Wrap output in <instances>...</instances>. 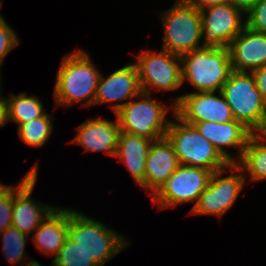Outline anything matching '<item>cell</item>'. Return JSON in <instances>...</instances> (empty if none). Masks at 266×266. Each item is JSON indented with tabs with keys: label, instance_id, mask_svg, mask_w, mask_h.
Instances as JSON below:
<instances>
[{
	"label": "cell",
	"instance_id": "d4e9b609",
	"mask_svg": "<svg viewBox=\"0 0 266 266\" xmlns=\"http://www.w3.org/2000/svg\"><path fill=\"white\" fill-rule=\"evenodd\" d=\"M0 234L2 236L1 240L3 241V253L10 265L23 263L22 261L25 259V243L28 235L12 226Z\"/></svg>",
	"mask_w": 266,
	"mask_h": 266
},
{
	"label": "cell",
	"instance_id": "ba28073f",
	"mask_svg": "<svg viewBox=\"0 0 266 266\" xmlns=\"http://www.w3.org/2000/svg\"><path fill=\"white\" fill-rule=\"evenodd\" d=\"M142 92L173 91L182 86L181 57L162 49L160 53L142 51L134 63Z\"/></svg>",
	"mask_w": 266,
	"mask_h": 266
},
{
	"label": "cell",
	"instance_id": "6da1fadb",
	"mask_svg": "<svg viewBox=\"0 0 266 266\" xmlns=\"http://www.w3.org/2000/svg\"><path fill=\"white\" fill-rule=\"evenodd\" d=\"M100 75L85 51L76 50L66 55L57 73L55 105L70 106L83 100L84 107L94 105Z\"/></svg>",
	"mask_w": 266,
	"mask_h": 266
},
{
	"label": "cell",
	"instance_id": "f546056e",
	"mask_svg": "<svg viewBox=\"0 0 266 266\" xmlns=\"http://www.w3.org/2000/svg\"><path fill=\"white\" fill-rule=\"evenodd\" d=\"M233 6L240 9L244 14H247L259 0H227Z\"/></svg>",
	"mask_w": 266,
	"mask_h": 266
},
{
	"label": "cell",
	"instance_id": "4dcf8cb0",
	"mask_svg": "<svg viewBox=\"0 0 266 266\" xmlns=\"http://www.w3.org/2000/svg\"><path fill=\"white\" fill-rule=\"evenodd\" d=\"M8 122V106L5 97L0 95V127H3Z\"/></svg>",
	"mask_w": 266,
	"mask_h": 266
},
{
	"label": "cell",
	"instance_id": "cb8c5ba5",
	"mask_svg": "<svg viewBox=\"0 0 266 266\" xmlns=\"http://www.w3.org/2000/svg\"><path fill=\"white\" fill-rule=\"evenodd\" d=\"M51 266H100L78 243L67 238L51 262Z\"/></svg>",
	"mask_w": 266,
	"mask_h": 266
},
{
	"label": "cell",
	"instance_id": "3957f363",
	"mask_svg": "<svg viewBox=\"0 0 266 266\" xmlns=\"http://www.w3.org/2000/svg\"><path fill=\"white\" fill-rule=\"evenodd\" d=\"M221 93L236 121L253 134L266 132V101L257 89L251 72L232 71Z\"/></svg>",
	"mask_w": 266,
	"mask_h": 266
},
{
	"label": "cell",
	"instance_id": "44dd1931",
	"mask_svg": "<svg viewBox=\"0 0 266 266\" xmlns=\"http://www.w3.org/2000/svg\"><path fill=\"white\" fill-rule=\"evenodd\" d=\"M266 134H252L247 141L242 156L235 164L240 171L248 172L249 181H260L266 179Z\"/></svg>",
	"mask_w": 266,
	"mask_h": 266
},
{
	"label": "cell",
	"instance_id": "e0dca14e",
	"mask_svg": "<svg viewBox=\"0 0 266 266\" xmlns=\"http://www.w3.org/2000/svg\"><path fill=\"white\" fill-rule=\"evenodd\" d=\"M77 136L72 143L82 145L86 151L103 152L114 156L116 154L119 141V133L121 131L116 121L102 119H88L76 128Z\"/></svg>",
	"mask_w": 266,
	"mask_h": 266
},
{
	"label": "cell",
	"instance_id": "83f0119b",
	"mask_svg": "<svg viewBox=\"0 0 266 266\" xmlns=\"http://www.w3.org/2000/svg\"><path fill=\"white\" fill-rule=\"evenodd\" d=\"M18 37L15 31L9 27L0 13V64H3L4 58L17 45Z\"/></svg>",
	"mask_w": 266,
	"mask_h": 266
},
{
	"label": "cell",
	"instance_id": "ac0fdd59",
	"mask_svg": "<svg viewBox=\"0 0 266 266\" xmlns=\"http://www.w3.org/2000/svg\"><path fill=\"white\" fill-rule=\"evenodd\" d=\"M140 92L142 91L137 68L134 63H128L113 72L108 78L100 75L94 104L134 99Z\"/></svg>",
	"mask_w": 266,
	"mask_h": 266
},
{
	"label": "cell",
	"instance_id": "f1b7e54d",
	"mask_svg": "<svg viewBox=\"0 0 266 266\" xmlns=\"http://www.w3.org/2000/svg\"><path fill=\"white\" fill-rule=\"evenodd\" d=\"M252 76L262 98L266 101V65L254 70Z\"/></svg>",
	"mask_w": 266,
	"mask_h": 266
},
{
	"label": "cell",
	"instance_id": "1f68e13d",
	"mask_svg": "<svg viewBox=\"0 0 266 266\" xmlns=\"http://www.w3.org/2000/svg\"><path fill=\"white\" fill-rule=\"evenodd\" d=\"M189 3L194 5L196 8L201 9L203 7L216 4V3H221L225 2L227 0H187Z\"/></svg>",
	"mask_w": 266,
	"mask_h": 266
},
{
	"label": "cell",
	"instance_id": "7a4b0ae2",
	"mask_svg": "<svg viewBox=\"0 0 266 266\" xmlns=\"http://www.w3.org/2000/svg\"><path fill=\"white\" fill-rule=\"evenodd\" d=\"M176 122L170 121L166 138L173 145L181 165L198 167L216 172L229 168L231 164L221 153L197 130L175 114Z\"/></svg>",
	"mask_w": 266,
	"mask_h": 266
},
{
	"label": "cell",
	"instance_id": "30bf717a",
	"mask_svg": "<svg viewBox=\"0 0 266 266\" xmlns=\"http://www.w3.org/2000/svg\"><path fill=\"white\" fill-rule=\"evenodd\" d=\"M200 13L203 47H228L246 26V21L243 22V12L229 1L203 7Z\"/></svg>",
	"mask_w": 266,
	"mask_h": 266
},
{
	"label": "cell",
	"instance_id": "8fae6325",
	"mask_svg": "<svg viewBox=\"0 0 266 266\" xmlns=\"http://www.w3.org/2000/svg\"><path fill=\"white\" fill-rule=\"evenodd\" d=\"M229 168L237 174L232 173L222 177L225 169L213 172L208 186L192 207L191 214H211L221 217L232 207L245 184V176L239 172L240 168L235 163L230 164Z\"/></svg>",
	"mask_w": 266,
	"mask_h": 266
},
{
	"label": "cell",
	"instance_id": "2e32d148",
	"mask_svg": "<svg viewBox=\"0 0 266 266\" xmlns=\"http://www.w3.org/2000/svg\"><path fill=\"white\" fill-rule=\"evenodd\" d=\"M180 165L173 145L165 137L152 142L148 150L142 189L153 196Z\"/></svg>",
	"mask_w": 266,
	"mask_h": 266
},
{
	"label": "cell",
	"instance_id": "d6a6232c",
	"mask_svg": "<svg viewBox=\"0 0 266 266\" xmlns=\"http://www.w3.org/2000/svg\"><path fill=\"white\" fill-rule=\"evenodd\" d=\"M26 265L25 266H41L36 260H30L29 263H25Z\"/></svg>",
	"mask_w": 266,
	"mask_h": 266
},
{
	"label": "cell",
	"instance_id": "5bb4252c",
	"mask_svg": "<svg viewBox=\"0 0 266 266\" xmlns=\"http://www.w3.org/2000/svg\"><path fill=\"white\" fill-rule=\"evenodd\" d=\"M198 132L205 137L231 164L236 163L242 156L247 141L253 134L241 122L235 119L230 122L219 123L204 121L193 124ZM225 147L239 149L238 159L226 152Z\"/></svg>",
	"mask_w": 266,
	"mask_h": 266
},
{
	"label": "cell",
	"instance_id": "5b68a950",
	"mask_svg": "<svg viewBox=\"0 0 266 266\" xmlns=\"http://www.w3.org/2000/svg\"><path fill=\"white\" fill-rule=\"evenodd\" d=\"M124 238L82 212L69 210L67 239L78 243L100 266L126 248L129 242Z\"/></svg>",
	"mask_w": 266,
	"mask_h": 266
},
{
	"label": "cell",
	"instance_id": "7c38bea8",
	"mask_svg": "<svg viewBox=\"0 0 266 266\" xmlns=\"http://www.w3.org/2000/svg\"><path fill=\"white\" fill-rule=\"evenodd\" d=\"M194 92L175 98L172 105L175 114L188 124L204 121L219 123L234 120L230 106L224 99L221 91Z\"/></svg>",
	"mask_w": 266,
	"mask_h": 266
},
{
	"label": "cell",
	"instance_id": "4fadbf2b",
	"mask_svg": "<svg viewBox=\"0 0 266 266\" xmlns=\"http://www.w3.org/2000/svg\"><path fill=\"white\" fill-rule=\"evenodd\" d=\"M35 164L24 175L20 183L13 187L12 227L29 236L35 231L47 215L55 208L37 203L30 196L37 182L38 168ZM50 206V207H49Z\"/></svg>",
	"mask_w": 266,
	"mask_h": 266
},
{
	"label": "cell",
	"instance_id": "603a6c76",
	"mask_svg": "<svg viewBox=\"0 0 266 266\" xmlns=\"http://www.w3.org/2000/svg\"><path fill=\"white\" fill-rule=\"evenodd\" d=\"M53 131L50 115L46 113L40 118L32 119L18 126V135L26 144L34 147L43 146Z\"/></svg>",
	"mask_w": 266,
	"mask_h": 266
},
{
	"label": "cell",
	"instance_id": "7402d4cb",
	"mask_svg": "<svg viewBox=\"0 0 266 266\" xmlns=\"http://www.w3.org/2000/svg\"><path fill=\"white\" fill-rule=\"evenodd\" d=\"M10 96L5 98L9 122L14 121L20 126L46 114L37 96H28L26 92H21L19 95L10 94Z\"/></svg>",
	"mask_w": 266,
	"mask_h": 266
},
{
	"label": "cell",
	"instance_id": "8992f818",
	"mask_svg": "<svg viewBox=\"0 0 266 266\" xmlns=\"http://www.w3.org/2000/svg\"><path fill=\"white\" fill-rule=\"evenodd\" d=\"M138 101H126L110 105L115 112L121 131L149 140L166 137L170 121H166L168 108L150 99V94L140 92ZM143 97V98H142ZM142 99V100H141Z\"/></svg>",
	"mask_w": 266,
	"mask_h": 266
},
{
	"label": "cell",
	"instance_id": "277c9868",
	"mask_svg": "<svg viewBox=\"0 0 266 266\" xmlns=\"http://www.w3.org/2000/svg\"><path fill=\"white\" fill-rule=\"evenodd\" d=\"M182 83L189 81L198 92H218L231 67L228 47H202L181 56Z\"/></svg>",
	"mask_w": 266,
	"mask_h": 266
},
{
	"label": "cell",
	"instance_id": "ffe728a7",
	"mask_svg": "<svg viewBox=\"0 0 266 266\" xmlns=\"http://www.w3.org/2000/svg\"><path fill=\"white\" fill-rule=\"evenodd\" d=\"M152 142V140L138 135L123 131L119 133L115 157L120 161L123 160L132 178L139 186L144 182L146 159Z\"/></svg>",
	"mask_w": 266,
	"mask_h": 266
},
{
	"label": "cell",
	"instance_id": "52a82bcc",
	"mask_svg": "<svg viewBox=\"0 0 266 266\" xmlns=\"http://www.w3.org/2000/svg\"><path fill=\"white\" fill-rule=\"evenodd\" d=\"M162 13L165 34L162 49L181 57L203 47L199 45L202 40L200 9L187 0H176L174 6Z\"/></svg>",
	"mask_w": 266,
	"mask_h": 266
},
{
	"label": "cell",
	"instance_id": "9c48e42d",
	"mask_svg": "<svg viewBox=\"0 0 266 266\" xmlns=\"http://www.w3.org/2000/svg\"><path fill=\"white\" fill-rule=\"evenodd\" d=\"M213 172L198 167L179 165L161 188L153 195L159 209L195 201L209 184Z\"/></svg>",
	"mask_w": 266,
	"mask_h": 266
},
{
	"label": "cell",
	"instance_id": "4316f807",
	"mask_svg": "<svg viewBox=\"0 0 266 266\" xmlns=\"http://www.w3.org/2000/svg\"><path fill=\"white\" fill-rule=\"evenodd\" d=\"M245 21L251 30L266 34V0H259L247 13Z\"/></svg>",
	"mask_w": 266,
	"mask_h": 266
},
{
	"label": "cell",
	"instance_id": "484cf974",
	"mask_svg": "<svg viewBox=\"0 0 266 266\" xmlns=\"http://www.w3.org/2000/svg\"><path fill=\"white\" fill-rule=\"evenodd\" d=\"M13 186L0 183V233L11 227L13 216Z\"/></svg>",
	"mask_w": 266,
	"mask_h": 266
},
{
	"label": "cell",
	"instance_id": "9a60e30c",
	"mask_svg": "<svg viewBox=\"0 0 266 266\" xmlns=\"http://www.w3.org/2000/svg\"><path fill=\"white\" fill-rule=\"evenodd\" d=\"M228 48L233 71L253 72L266 65V34L245 26Z\"/></svg>",
	"mask_w": 266,
	"mask_h": 266
},
{
	"label": "cell",
	"instance_id": "d6986e66",
	"mask_svg": "<svg viewBox=\"0 0 266 266\" xmlns=\"http://www.w3.org/2000/svg\"><path fill=\"white\" fill-rule=\"evenodd\" d=\"M68 220L69 209L55 206L31 237L35 246L42 253L56 256L67 238Z\"/></svg>",
	"mask_w": 266,
	"mask_h": 266
}]
</instances>
